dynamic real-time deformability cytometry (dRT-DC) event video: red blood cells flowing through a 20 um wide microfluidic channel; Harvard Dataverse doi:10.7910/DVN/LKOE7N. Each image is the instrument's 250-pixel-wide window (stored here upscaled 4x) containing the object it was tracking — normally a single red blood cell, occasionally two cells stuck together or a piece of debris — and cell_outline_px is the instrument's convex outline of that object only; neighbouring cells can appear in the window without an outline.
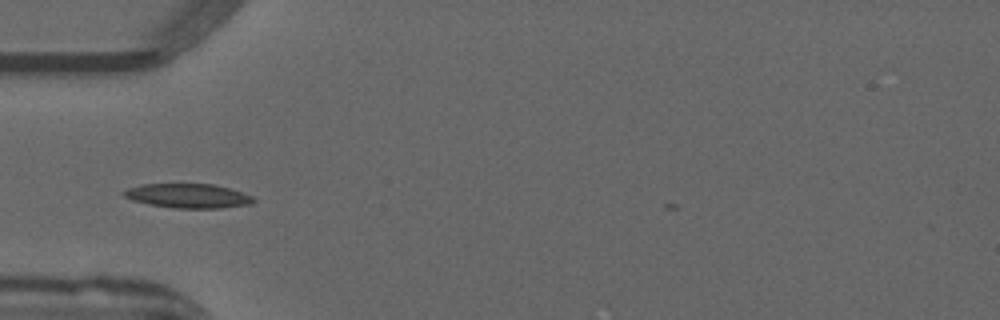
{"species": "common noctule bat (a hibernating species)", "species_latin": "Nyctalus noctula", "temperature_condition": "warm", "stored_images_in_passage": 31, "camera_frame_rate_fps": 3000, "um_per_image_px": 0.085, "animal": {"sex": "male", "forearm_length_mm": 52.5}, "frame": {"image": 1, "passage_image": 1, "time_ms": 0.0, "image_size_px": [1000, 320], "cell_outline_px": [[256, 200], [248, 204], [220, 208], [176, 208], [148, 204], [132, 200], [124, 196], [120, 192], [128, 188], [140, 184], [212, 184], [228, 188], [252, 196]], "centroid_in_image_um": [15.92, 16.64], "position_along_channel_um": 69.1, "area_um2": 18.21}}
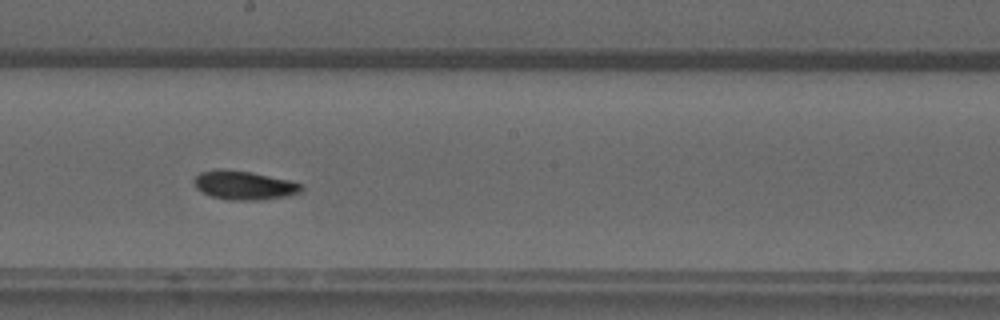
{"frame": {"image": 2, "passage_image": 13, "time_ms": 4.0, "image_size_px": [1000, 320], "cell_outline_px": [[304, 188], [300, 192], [288, 196], [260, 200], [228, 200], [212, 196], [196, 188], [192, 180], [200, 172], [216, 168], [224, 168], [252, 172], [288, 180], [304, 184]], "centroid_in_image_um": [20.74, 15.73], "position_along_channel_um": 227.5, "area_um2": 18.26}}